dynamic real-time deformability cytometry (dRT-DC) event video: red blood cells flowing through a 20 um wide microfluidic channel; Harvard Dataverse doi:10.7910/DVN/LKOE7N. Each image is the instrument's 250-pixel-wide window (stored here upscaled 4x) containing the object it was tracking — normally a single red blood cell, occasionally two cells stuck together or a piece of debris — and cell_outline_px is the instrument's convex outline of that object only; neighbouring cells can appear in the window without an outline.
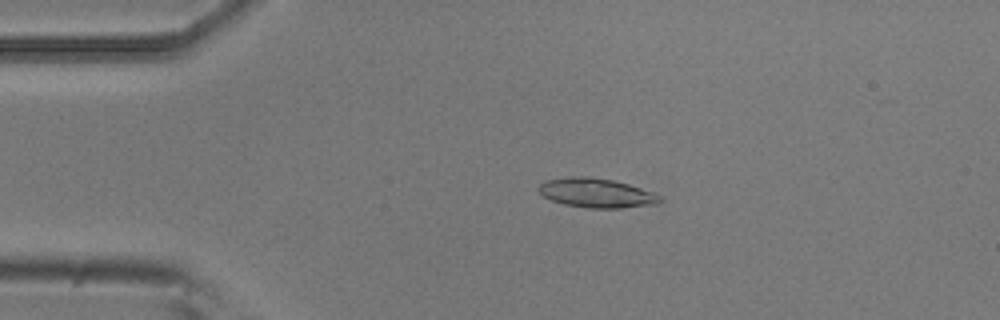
{"species": "common noctule bat (a hibernating species)", "species_latin": "Nyctalus noctula", "temperature_condition": "room temperature", "stored_images_in_passage": 28, "camera_frame_rate_fps": 3000, "um_per_image_px": 0.085, "animal": {"sex": "male", "body_mass_g": 20.5, "forearm_length_mm": 52.5}, "frame": {"image": 1, "passage_image": 4, "time_ms": 1.0, "image_size_px": [1000, 320], "cell_outline_px": [[664, 200], [660, 204], [620, 208], [588, 208], [564, 204], [552, 200], [544, 196], [536, 188], [544, 180], [568, 176], [588, 176], [612, 180], [628, 184], [652, 192], [660, 196]], "centroid_in_image_um": [50.69, 16.4], "position_along_channel_um": 34.3, "area_um2": 20.87}}
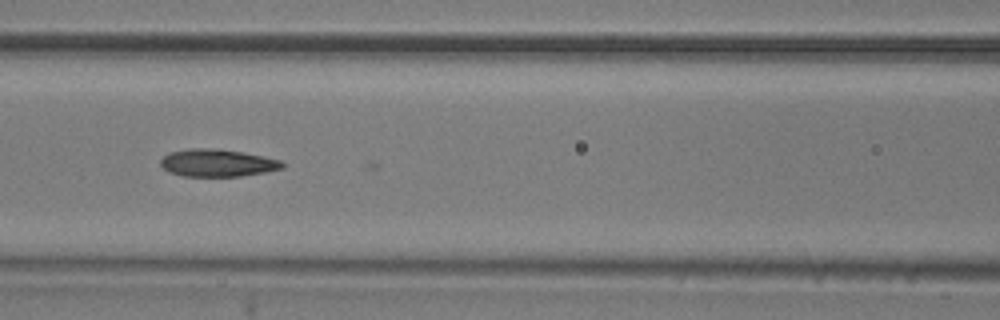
{"frame": {"image": 2, "passage_image": 16, "time_ms": 5.0, "image_size_px": [1000, 320], "cell_outline_px": [[284, 168], [264, 172], [240, 176], [184, 176], [168, 172], [160, 164], [160, 160], [168, 152], [188, 148], [208, 148], [244, 152], [264, 156], [280, 160], [284, 164]], "centroid_in_image_um": [18.45, 13.84], "position_along_channel_um": 148.1, "area_um2": 19.48}}
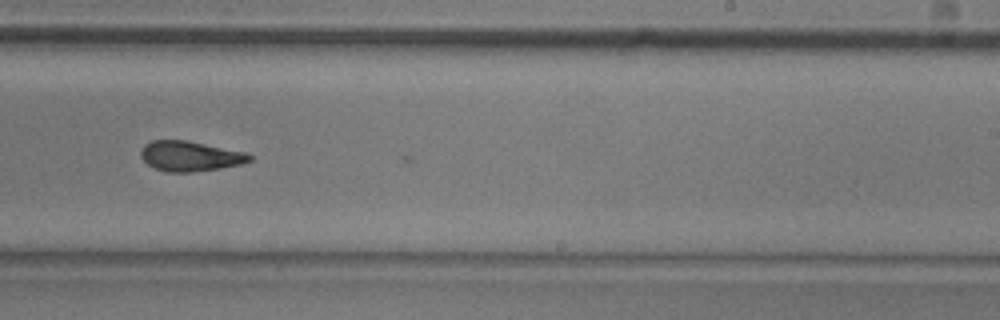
{"frame": {"image": 3, "passage_image": 26, "time_ms": 8.333, "image_size_px": [1000, 320], "cell_outline_px": [[252, 160], [240, 164], [220, 168], [192, 172], [168, 172], [156, 168], [148, 164], [140, 156], [140, 152], [144, 144], [152, 140], [188, 140], [244, 152], [252, 156]], "centroid_in_image_um": [16.13, 13.26], "position_along_channel_um": 272.9, "area_um2": 18.96}}